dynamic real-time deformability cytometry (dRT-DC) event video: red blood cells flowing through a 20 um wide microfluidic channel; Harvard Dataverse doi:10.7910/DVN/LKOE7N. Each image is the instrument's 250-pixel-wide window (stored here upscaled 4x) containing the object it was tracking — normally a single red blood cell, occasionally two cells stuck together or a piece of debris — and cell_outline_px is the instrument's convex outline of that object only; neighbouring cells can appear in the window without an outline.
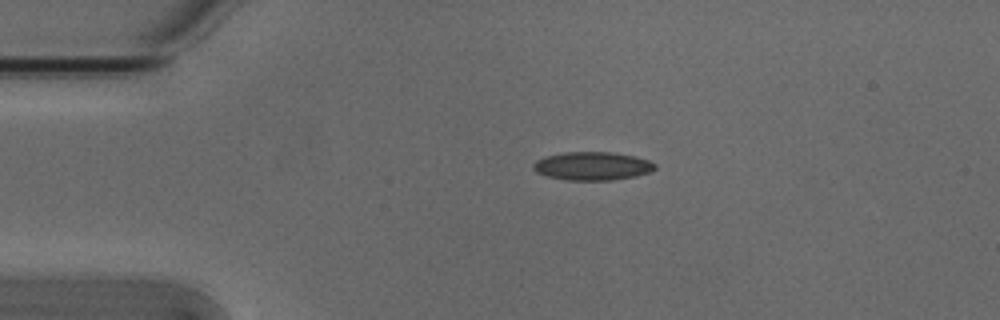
{"species": "Egyptian fruit bat (a non-hibernating species)", "species_latin": "Rousettus aegyptiacus", "temperature_condition": "cold", "stored_images_in_passage": 3, "camera_frame_rate_fps": 3000, "um_per_image_px": 0.085, "animal": {"sex": "male"}, "frame": {"image": 1, "passage_image": 1, "time_ms": 0.0, "image_size_px": [1000, 320], "cell_outline_px": [[656, 168], [648, 172], [636, 176], [612, 180], [564, 180], [548, 176], [536, 172], [532, 168], [532, 164], [536, 160], [548, 156], [564, 152], [612, 152], [636, 156], [648, 160], [656, 164]], "centroid_in_image_um": [50.35, 14.11], "position_along_channel_um": 34.7, "area_um2": 20.11}}